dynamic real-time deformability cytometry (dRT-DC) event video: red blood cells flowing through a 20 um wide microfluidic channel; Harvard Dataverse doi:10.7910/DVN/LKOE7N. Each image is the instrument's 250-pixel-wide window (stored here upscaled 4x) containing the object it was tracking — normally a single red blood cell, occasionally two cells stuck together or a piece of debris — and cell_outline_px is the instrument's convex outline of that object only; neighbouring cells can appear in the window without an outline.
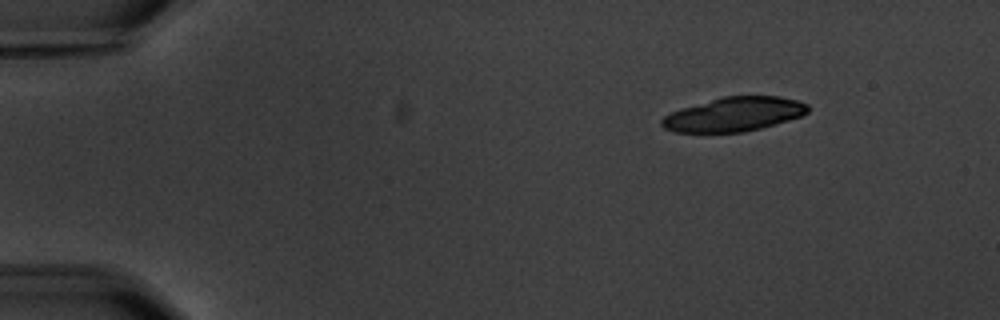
{"species": "common noctule bat (a hibernating species)", "species_latin": "Nyctalus noctula", "temperature_condition": "warm", "stored_images_in_passage": 6, "camera_frame_rate_fps": 3000, "um_per_image_px": 0.085, "animal": {"sex": "male", "body_mass_g": 20.1, "forearm_length_mm": 53.5}, "frame": {"image": 1, "passage_image": 1, "time_ms": 0.0, "image_size_px": [1000, 320], "cell_outline_px": [[808, 112], [800, 116], [788, 120], [760, 128], [744, 132], [676, 132], [664, 128], [660, 124], [660, 120], [664, 116], [680, 108], [724, 96], [780, 96], [796, 100], [808, 104]], "centroid_in_image_um": [62.37, 9.71], "position_along_channel_um": 22.6, "area_um2": 28.9}}